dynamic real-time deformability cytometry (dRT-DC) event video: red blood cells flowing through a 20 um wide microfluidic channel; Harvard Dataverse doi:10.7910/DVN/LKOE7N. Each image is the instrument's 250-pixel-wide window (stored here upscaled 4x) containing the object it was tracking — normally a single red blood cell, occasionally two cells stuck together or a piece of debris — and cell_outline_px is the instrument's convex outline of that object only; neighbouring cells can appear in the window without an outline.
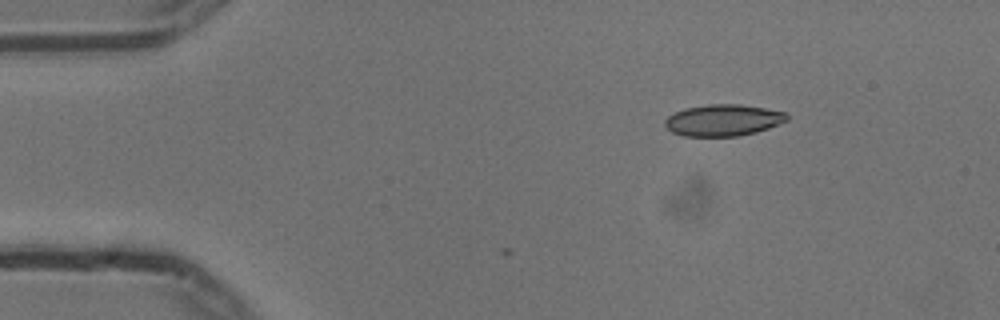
{"species": "common noctule bat (a hibernating species)", "species_latin": "Nyctalus noctula", "temperature_condition": "cold", "stored_images_in_passage": 2, "camera_frame_rate_fps": 3000, "um_per_image_px": 0.085, "animal": {"sex": "male", "body_mass_g": 13.3}, "frame": {"image": 1, "passage_image": 2, "time_ms": 0.333, "image_size_px": [1000, 320], "cell_outline_px": [[788, 120], [768, 128], [756, 132], [740, 136], [684, 136], [672, 132], [664, 124], [664, 120], [668, 116], [684, 108], [708, 104], [740, 104], [788, 112]], "centroid_in_image_um": [61.48, 10.21], "position_along_channel_um": 23.5, "area_um2": 22.48}}